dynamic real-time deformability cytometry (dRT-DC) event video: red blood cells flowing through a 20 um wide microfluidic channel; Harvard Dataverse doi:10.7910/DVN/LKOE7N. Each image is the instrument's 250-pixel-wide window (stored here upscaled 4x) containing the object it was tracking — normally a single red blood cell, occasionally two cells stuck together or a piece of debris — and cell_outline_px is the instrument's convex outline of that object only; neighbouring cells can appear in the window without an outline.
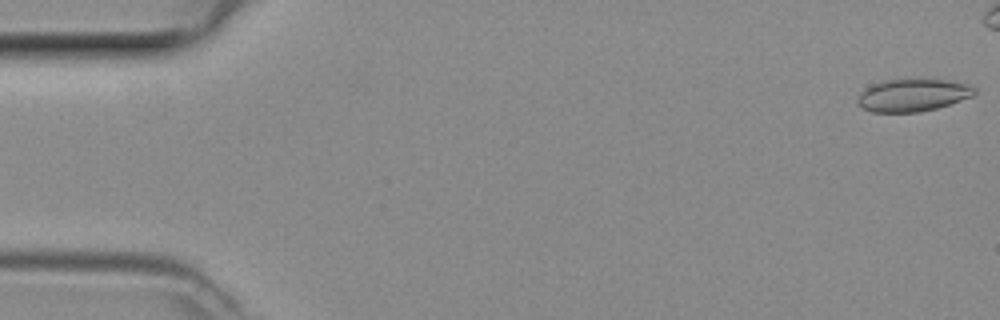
{"species": "common noctule bat (a hibernating species)", "species_latin": "Nyctalus noctula", "temperature_condition": "room temperature", "stored_images_in_passage": 11, "camera_frame_rate_fps": 3000, "um_per_image_px": 0.085, "animal": {"sex": "female", "body_mass_g": 29.2, "forearm_length_mm": 56.3}, "frame": {"image": 1, "passage_image": 1, "time_ms": 0.0, "image_size_px": [1000, 320], "cell_outline_px": [[976, 92], [972, 96], [936, 108], [920, 112], [872, 112], [856, 104], [856, 100], [860, 92], [872, 84], [884, 80], [952, 80], [968, 84], [976, 88]], "centroid_in_image_um": [77.56, 8.09], "position_along_channel_um": 7.4, "area_um2": 22.02}}